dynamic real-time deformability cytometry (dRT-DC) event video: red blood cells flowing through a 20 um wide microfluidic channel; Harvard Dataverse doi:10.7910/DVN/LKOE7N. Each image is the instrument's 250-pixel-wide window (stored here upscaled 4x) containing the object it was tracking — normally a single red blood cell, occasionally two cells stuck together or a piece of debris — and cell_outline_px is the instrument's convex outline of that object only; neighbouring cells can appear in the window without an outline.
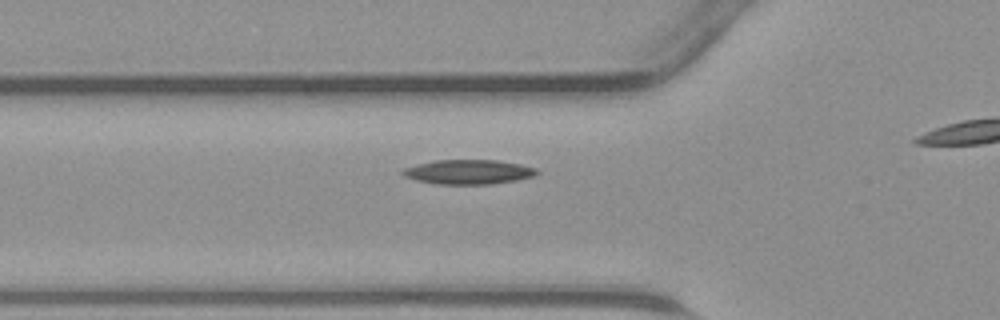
{"species": "common noctule bat (a hibernating species)", "species_latin": "Nyctalus noctula", "temperature_condition": "warm", "stored_images_in_passage": 33, "camera_frame_rate_fps": 3000, "um_per_image_px": 0.085, "animal": {"sex": "male", "body_mass_g": 23.1, "forearm_length_mm": 52.7}, "frame": {"image": 1, "passage_image": 12, "time_ms": 3.667, "image_size_px": [1000, 320], "cell_outline_px": [[540, 172], [532, 176], [516, 180], [492, 184], [436, 184], [416, 180], [404, 176], [400, 172], [404, 168], [416, 164], [436, 160], [496, 160], [520, 164], [536, 168]], "centroid_in_image_um": [39.8, 14.61], "position_along_channel_um": 86.0, "area_um2": 19.13}}
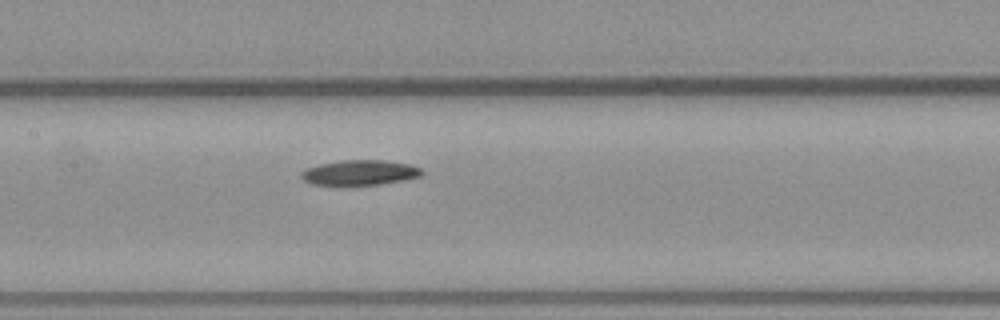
{"frame": {"image": 2, "passage_image": 18, "time_ms": 5.667, "image_size_px": [1000, 320], "cell_outline_px": [[424, 172], [420, 176], [380, 184], [312, 184], [304, 180], [300, 176], [300, 172], [304, 168], [320, 164], [340, 160], [384, 160], [412, 164], [420, 168]], "centroid_in_image_um": [30.57, 14.64], "position_along_channel_um": 176.8, "area_um2": 17.46}}
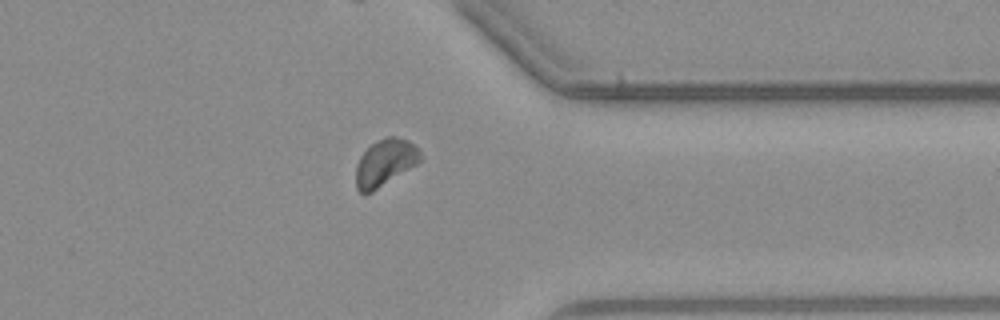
{"frame": {"image": 3, "passage_image": 32, "time_ms": 10.333, "image_size_px": [1000, 320], "cell_outline_px": [[420, 160], [416, 164], [372, 192], [360, 192], [356, 188], [356, 164], [360, 156], [372, 144], [384, 136], [396, 136], [408, 140], [420, 152]], "centroid_in_image_um": [32.7, 13.81], "position_along_channel_um": 378.7, "area_um2": 17.22}}